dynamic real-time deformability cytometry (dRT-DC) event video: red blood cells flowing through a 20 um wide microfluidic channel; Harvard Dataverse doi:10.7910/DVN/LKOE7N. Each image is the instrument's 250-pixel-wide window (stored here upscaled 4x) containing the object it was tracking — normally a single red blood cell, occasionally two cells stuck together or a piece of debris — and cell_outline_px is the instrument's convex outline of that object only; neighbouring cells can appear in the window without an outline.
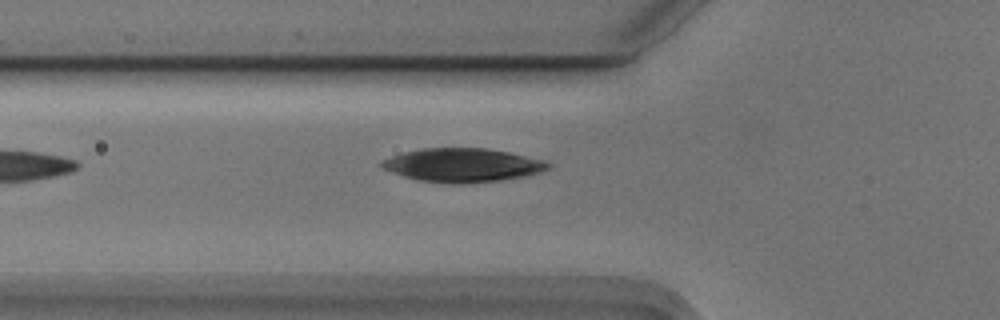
{"species": "Egyptian fruit bat (a non-hibernating species)", "species_latin": "Rousettus aegyptiacus", "temperature_condition": "cold", "stored_images_in_passage": 33, "camera_frame_rate_fps": 3000, "um_per_image_px": 0.085, "animal": {"sex": "male"}, "frame": {"image": 1, "passage_image": 2, "time_ms": 0.333, "image_size_px": [1000, 320], "cell_outline_px": [[552, 164], [548, 168], [540, 172], [524, 176], [504, 180], [460, 184], [452, 184], [416, 180], [392, 172], [384, 168], [380, 164], [380, 160], [404, 152], [420, 148], [488, 148], [548, 160]], "centroid_in_image_um": [39.34, 14.03], "position_along_channel_um": 86.5, "area_um2": 32.89}}
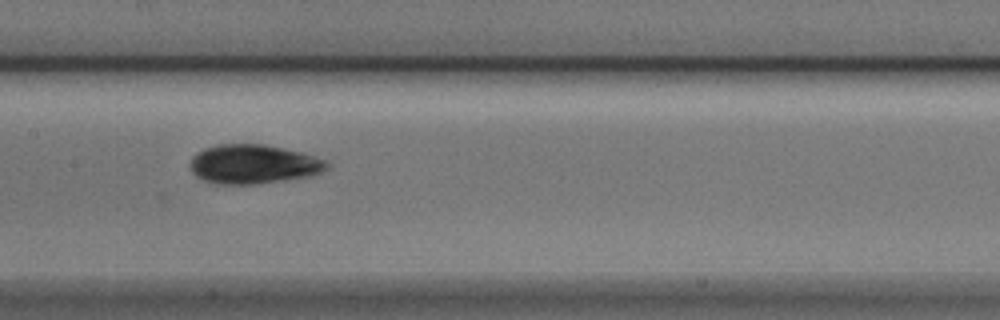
{"frame": {"image": 2, "passage_image": 10, "time_ms": 3.0, "image_size_px": [1000, 320], "cell_outline_px": [[332, 164], [328, 168], [312, 176], [256, 184], [216, 184], [204, 180], [196, 176], [192, 172], [188, 164], [192, 156], [196, 152], [204, 148], [216, 144], [264, 144], [304, 152], [328, 160]], "centroid_in_image_um": [21.56, 13.94], "position_along_channel_um": 185.8, "area_um2": 31.79}}
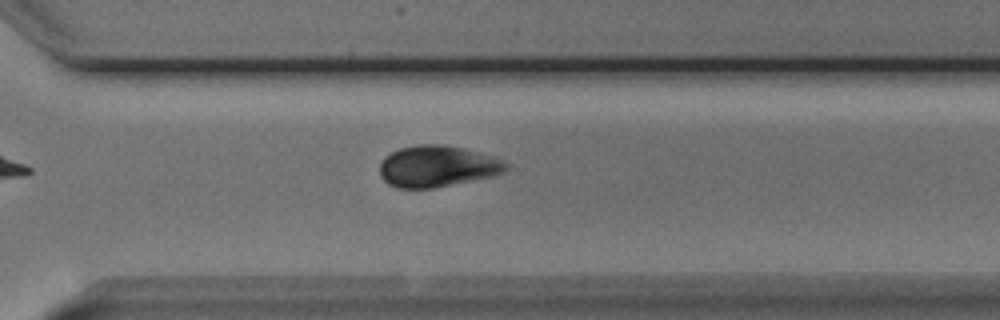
{"frame": {"image": 3, "passage_image": 22, "time_ms": 7.0, "image_size_px": [1000, 320], "cell_outline_px": [[512, 168], [504, 172], [492, 176], [436, 188], [396, 188], [388, 184], [380, 176], [380, 164], [384, 156], [400, 148], [420, 144], [444, 144], [480, 152], [504, 160]], "centroid_in_image_um": [37.19, 14.14], "position_along_channel_um": 333.4, "area_um2": 30.75}}